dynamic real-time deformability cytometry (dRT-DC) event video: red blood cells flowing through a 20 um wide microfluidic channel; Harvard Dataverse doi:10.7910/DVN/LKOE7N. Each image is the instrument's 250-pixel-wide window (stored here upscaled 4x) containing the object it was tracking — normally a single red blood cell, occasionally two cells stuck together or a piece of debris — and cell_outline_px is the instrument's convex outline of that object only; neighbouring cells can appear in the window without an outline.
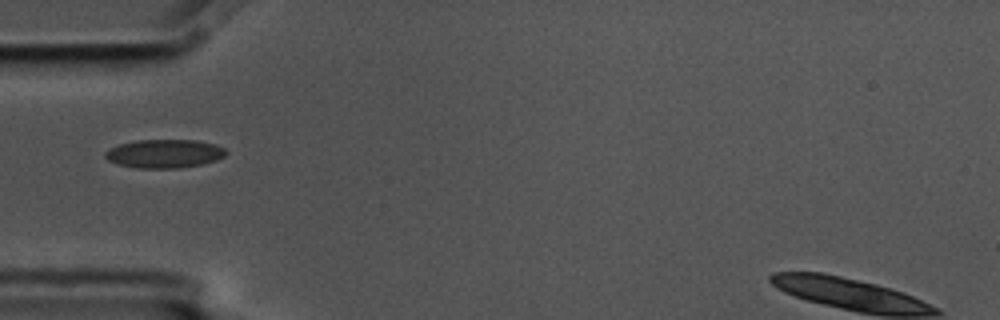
{"species": "common noctule bat (a hibernating species)", "species_latin": "Nyctalus noctula", "temperature_condition": "cold", "stored_images_in_passage": 2, "camera_frame_rate_fps": 3000, "um_per_image_px": 0.085, "animal": {"sex": "male", "body_mass_g": 17.5, "forearm_length_mm": 52.3}, "frame": {"image": 1, "passage_image": 1, "time_ms": 0.0, "image_size_px": [1000, 320], "cell_outline_px": [[228, 152], [224, 156], [216, 160], [200, 164], [180, 168], [140, 168], [120, 164], [108, 160], [104, 156], [104, 152], [120, 144], [136, 140], [196, 140], [216, 144], [224, 148]], "centroid_in_image_um": [14.0, 13.05], "position_along_channel_um": 71.0, "area_um2": 19.94}}